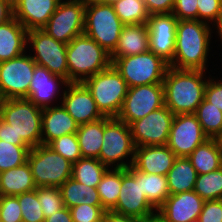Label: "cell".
<instances>
[{"label": "cell", "mask_w": 222, "mask_h": 222, "mask_svg": "<svg viewBox=\"0 0 222 222\" xmlns=\"http://www.w3.org/2000/svg\"><path fill=\"white\" fill-rule=\"evenodd\" d=\"M212 25L199 20H178L175 54L169 67L179 70L208 71Z\"/></svg>", "instance_id": "6da1fadb"}, {"label": "cell", "mask_w": 222, "mask_h": 222, "mask_svg": "<svg viewBox=\"0 0 222 222\" xmlns=\"http://www.w3.org/2000/svg\"><path fill=\"white\" fill-rule=\"evenodd\" d=\"M201 70H179L168 67L164 80V98L174 115L193 114L202 103L210 76Z\"/></svg>", "instance_id": "7a4b0ae2"}, {"label": "cell", "mask_w": 222, "mask_h": 222, "mask_svg": "<svg viewBox=\"0 0 222 222\" xmlns=\"http://www.w3.org/2000/svg\"><path fill=\"white\" fill-rule=\"evenodd\" d=\"M42 111L26 98L0 100V117L11 125L19 146L42 144Z\"/></svg>", "instance_id": "3957f363"}, {"label": "cell", "mask_w": 222, "mask_h": 222, "mask_svg": "<svg viewBox=\"0 0 222 222\" xmlns=\"http://www.w3.org/2000/svg\"><path fill=\"white\" fill-rule=\"evenodd\" d=\"M66 53L69 83H83L112 65L110 54L85 34L72 39Z\"/></svg>", "instance_id": "277c9868"}, {"label": "cell", "mask_w": 222, "mask_h": 222, "mask_svg": "<svg viewBox=\"0 0 222 222\" xmlns=\"http://www.w3.org/2000/svg\"><path fill=\"white\" fill-rule=\"evenodd\" d=\"M135 149L130 126L117 117L105 116L103 144L98 158L102 164L113 169L129 168L133 165Z\"/></svg>", "instance_id": "5b68a950"}, {"label": "cell", "mask_w": 222, "mask_h": 222, "mask_svg": "<svg viewBox=\"0 0 222 222\" xmlns=\"http://www.w3.org/2000/svg\"><path fill=\"white\" fill-rule=\"evenodd\" d=\"M123 26L113 5L86 0L84 34L109 54L116 48Z\"/></svg>", "instance_id": "8992f818"}, {"label": "cell", "mask_w": 222, "mask_h": 222, "mask_svg": "<svg viewBox=\"0 0 222 222\" xmlns=\"http://www.w3.org/2000/svg\"><path fill=\"white\" fill-rule=\"evenodd\" d=\"M83 84L104 116L119 115L129 87L113 65L86 79Z\"/></svg>", "instance_id": "52a82bcc"}, {"label": "cell", "mask_w": 222, "mask_h": 222, "mask_svg": "<svg viewBox=\"0 0 222 222\" xmlns=\"http://www.w3.org/2000/svg\"><path fill=\"white\" fill-rule=\"evenodd\" d=\"M112 65L128 87L163 83L169 64L150 50L127 57H118Z\"/></svg>", "instance_id": "ba28073f"}, {"label": "cell", "mask_w": 222, "mask_h": 222, "mask_svg": "<svg viewBox=\"0 0 222 222\" xmlns=\"http://www.w3.org/2000/svg\"><path fill=\"white\" fill-rule=\"evenodd\" d=\"M27 162L37 187L59 188L72 177V163L54 152L47 145H38L29 150Z\"/></svg>", "instance_id": "9c48e42d"}, {"label": "cell", "mask_w": 222, "mask_h": 222, "mask_svg": "<svg viewBox=\"0 0 222 222\" xmlns=\"http://www.w3.org/2000/svg\"><path fill=\"white\" fill-rule=\"evenodd\" d=\"M27 50H32L30 56L37 65L68 81L66 43L55 40L42 29H34L28 31Z\"/></svg>", "instance_id": "30bf717a"}, {"label": "cell", "mask_w": 222, "mask_h": 222, "mask_svg": "<svg viewBox=\"0 0 222 222\" xmlns=\"http://www.w3.org/2000/svg\"><path fill=\"white\" fill-rule=\"evenodd\" d=\"M85 7L86 0H61L42 30L55 40L68 44L84 34Z\"/></svg>", "instance_id": "8fae6325"}, {"label": "cell", "mask_w": 222, "mask_h": 222, "mask_svg": "<svg viewBox=\"0 0 222 222\" xmlns=\"http://www.w3.org/2000/svg\"><path fill=\"white\" fill-rule=\"evenodd\" d=\"M27 52L0 62V100L28 96L36 63Z\"/></svg>", "instance_id": "7c38bea8"}, {"label": "cell", "mask_w": 222, "mask_h": 222, "mask_svg": "<svg viewBox=\"0 0 222 222\" xmlns=\"http://www.w3.org/2000/svg\"><path fill=\"white\" fill-rule=\"evenodd\" d=\"M165 106L163 83L130 87L117 118L130 125Z\"/></svg>", "instance_id": "4fadbf2b"}, {"label": "cell", "mask_w": 222, "mask_h": 222, "mask_svg": "<svg viewBox=\"0 0 222 222\" xmlns=\"http://www.w3.org/2000/svg\"><path fill=\"white\" fill-rule=\"evenodd\" d=\"M174 114L163 106L129 126L136 147L167 145Z\"/></svg>", "instance_id": "5bb4252c"}, {"label": "cell", "mask_w": 222, "mask_h": 222, "mask_svg": "<svg viewBox=\"0 0 222 222\" xmlns=\"http://www.w3.org/2000/svg\"><path fill=\"white\" fill-rule=\"evenodd\" d=\"M208 139L194 113L174 115L167 146L176 157H188Z\"/></svg>", "instance_id": "9a60e30c"}, {"label": "cell", "mask_w": 222, "mask_h": 222, "mask_svg": "<svg viewBox=\"0 0 222 222\" xmlns=\"http://www.w3.org/2000/svg\"><path fill=\"white\" fill-rule=\"evenodd\" d=\"M111 210L143 221L157 213L142 192L141 181L128 168L122 169L120 194Z\"/></svg>", "instance_id": "2e32d148"}, {"label": "cell", "mask_w": 222, "mask_h": 222, "mask_svg": "<svg viewBox=\"0 0 222 222\" xmlns=\"http://www.w3.org/2000/svg\"><path fill=\"white\" fill-rule=\"evenodd\" d=\"M178 19L172 14L149 15V50L170 64L175 54Z\"/></svg>", "instance_id": "e0dca14e"}, {"label": "cell", "mask_w": 222, "mask_h": 222, "mask_svg": "<svg viewBox=\"0 0 222 222\" xmlns=\"http://www.w3.org/2000/svg\"><path fill=\"white\" fill-rule=\"evenodd\" d=\"M68 84L65 78L54 75L47 68L36 64L26 99L41 109L53 107L58 102L57 99L58 103H61Z\"/></svg>", "instance_id": "ac0fdd59"}, {"label": "cell", "mask_w": 222, "mask_h": 222, "mask_svg": "<svg viewBox=\"0 0 222 222\" xmlns=\"http://www.w3.org/2000/svg\"><path fill=\"white\" fill-rule=\"evenodd\" d=\"M61 104L79 124H86L105 117L98 109L91 92L83 83H69Z\"/></svg>", "instance_id": "d6986e66"}, {"label": "cell", "mask_w": 222, "mask_h": 222, "mask_svg": "<svg viewBox=\"0 0 222 222\" xmlns=\"http://www.w3.org/2000/svg\"><path fill=\"white\" fill-rule=\"evenodd\" d=\"M203 204L194 190L170 194L157 214L167 222H190L199 218Z\"/></svg>", "instance_id": "ffe728a7"}, {"label": "cell", "mask_w": 222, "mask_h": 222, "mask_svg": "<svg viewBox=\"0 0 222 222\" xmlns=\"http://www.w3.org/2000/svg\"><path fill=\"white\" fill-rule=\"evenodd\" d=\"M176 158L167 145L139 146L135 149L133 166L144 173L166 176Z\"/></svg>", "instance_id": "44dd1931"}, {"label": "cell", "mask_w": 222, "mask_h": 222, "mask_svg": "<svg viewBox=\"0 0 222 222\" xmlns=\"http://www.w3.org/2000/svg\"><path fill=\"white\" fill-rule=\"evenodd\" d=\"M61 0H19L13 7V16L27 29H42Z\"/></svg>", "instance_id": "7402d4cb"}, {"label": "cell", "mask_w": 222, "mask_h": 222, "mask_svg": "<svg viewBox=\"0 0 222 222\" xmlns=\"http://www.w3.org/2000/svg\"><path fill=\"white\" fill-rule=\"evenodd\" d=\"M42 145L66 134L76 133L79 124L65 110L62 104H55L42 111Z\"/></svg>", "instance_id": "603a6c76"}, {"label": "cell", "mask_w": 222, "mask_h": 222, "mask_svg": "<svg viewBox=\"0 0 222 222\" xmlns=\"http://www.w3.org/2000/svg\"><path fill=\"white\" fill-rule=\"evenodd\" d=\"M27 29L13 16L0 24V62L27 51Z\"/></svg>", "instance_id": "cb8c5ba5"}, {"label": "cell", "mask_w": 222, "mask_h": 222, "mask_svg": "<svg viewBox=\"0 0 222 222\" xmlns=\"http://www.w3.org/2000/svg\"><path fill=\"white\" fill-rule=\"evenodd\" d=\"M149 51V31L146 24L124 25L116 48L110 54L113 62L118 57L133 56Z\"/></svg>", "instance_id": "d4e9b609"}, {"label": "cell", "mask_w": 222, "mask_h": 222, "mask_svg": "<svg viewBox=\"0 0 222 222\" xmlns=\"http://www.w3.org/2000/svg\"><path fill=\"white\" fill-rule=\"evenodd\" d=\"M37 189L28 162L0 173V196H17Z\"/></svg>", "instance_id": "484cf974"}, {"label": "cell", "mask_w": 222, "mask_h": 222, "mask_svg": "<svg viewBox=\"0 0 222 222\" xmlns=\"http://www.w3.org/2000/svg\"><path fill=\"white\" fill-rule=\"evenodd\" d=\"M140 181L149 204L157 211L170 195L167 177L138 171L133 165L128 168Z\"/></svg>", "instance_id": "4316f807"}, {"label": "cell", "mask_w": 222, "mask_h": 222, "mask_svg": "<svg viewBox=\"0 0 222 222\" xmlns=\"http://www.w3.org/2000/svg\"><path fill=\"white\" fill-rule=\"evenodd\" d=\"M197 172L187 157H177L167 173L170 194L188 192L194 189Z\"/></svg>", "instance_id": "83f0119b"}, {"label": "cell", "mask_w": 222, "mask_h": 222, "mask_svg": "<svg viewBox=\"0 0 222 222\" xmlns=\"http://www.w3.org/2000/svg\"><path fill=\"white\" fill-rule=\"evenodd\" d=\"M198 175L216 171L222 167V150L216 139H208L188 157Z\"/></svg>", "instance_id": "f1b7e54d"}, {"label": "cell", "mask_w": 222, "mask_h": 222, "mask_svg": "<svg viewBox=\"0 0 222 222\" xmlns=\"http://www.w3.org/2000/svg\"><path fill=\"white\" fill-rule=\"evenodd\" d=\"M103 134L104 117L94 122L79 125L76 135L82 158H99Z\"/></svg>", "instance_id": "f546056e"}, {"label": "cell", "mask_w": 222, "mask_h": 222, "mask_svg": "<svg viewBox=\"0 0 222 222\" xmlns=\"http://www.w3.org/2000/svg\"><path fill=\"white\" fill-rule=\"evenodd\" d=\"M59 189L64 206L67 208L80 204L102 205L97 188L81 184L72 177L67 179Z\"/></svg>", "instance_id": "4dcf8cb0"}, {"label": "cell", "mask_w": 222, "mask_h": 222, "mask_svg": "<svg viewBox=\"0 0 222 222\" xmlns=\"http://www.w3.org/2000/svg\"><path fill=\"white\" fill-rule=\"evenodd\" d=\"M109 168L96 158H80L72 164V178L77 182L97 188Z\"/></svg>", "instance_id": "1f68e13d"}, {"label": "cell", "mask_w": 222, "mask_h": 222, "mask_svg": "<svg viewBox=\"0 0 222 222\" xmlns=\"http://www.w3.org/2000/svg\"><path fill=\"white\" fill-rule=\"evenodd\" d=\"M122 185V169L109 168L97 185V192L105 210H111L118 201Z\"/></svg>", "instance_id": "d6a6232c"}, {"label": "cell", "mask_w": 222, "mask_h": 222, "mask_svg": "<svg viewBox=\"0 0 222 222\" xmlns=\"http://www.w3.org/2000/svg\"><path fill=\"white\" fill-rule=\"evenodd\" d=\"M209 139H215L222 131V111L205 98L194 113Z\"/></svg>", "instance_id": "836d02e7"}, {"label": "cell", "mask_w": 222, "mask_h": 222, "mask_svg": "<svg viewBox=\"0 0 222 222\" xmlns=\"http://www.w3.org/2000/svg\"><path fill=\"white\" fill-rule=\"evenodd\" d=\"M113 8L124 25L147 24L149 13L143 0H119Z\"/></svg>", "instance_id": "e575fe53"}, {"label": "cell", "mask_w": 222, "mask_h": 222, "mask_svg": "<svg viewBox=\"0 0 222 222\" xmlns=\"http://www.w3.org/2000/svg\"><path fill=\"white\" fill-rule=\"evenodd\" d=\"M204 201L222 199V167L197 175L193 189Z\"/></svg>", "instance_id": "d590c367"}, {"label": "cell", "mask_w": 222, "mask_h": 222, "mask_svg": "<svg viewBox=\"0 0 222 222\" xmlns=\"http://www.w3.org/2000/svg\"><path fill=\"white\" fill-rule=\"evenodd\" d=\"M30 146H19L0 140V173L27 162Z\"/></svg>", "instance_id": "8d00e7d4"}, {"label": "cell", "mask_w": 222, "mask_h": 222, "mask_svg": "<svg viewBox=\"0 0 222 222\" xmlns=\"http://www.w3.org/2000/svg\"><path fill=\"white\" fill-rule=\"evenodd\" d=\"M22 211L23 222H44L45 218L40 205L37 189L16 196Z\"/></svg>", "instance_id": "74e56055"}, {"label": "cell", "mask_w": 222, "mask_h": 222, "mask_svg": "<svg viewBox=\"0 0 222 222\" xmlns=\"http://www.w3.org/2000/svg\"><path fill=\"white\" fill-rule=\"evenodd\" d=\"M49 146L54 152L66 158L72 164L82 158L76 133L66 134L51 141Z\"/></svg>", "instance_id": "f35d334b"}, {"label": "cell", "mask_w": 222, "mask_h": 222, "mask_svg": "<svg viewBox=\"0 0 222 222\" xmlns=\"http://www.w3.org/2000/svg\"><path fill=\"white\" fill-rule=\"evenodd\" d=\"M37 195L42 207L44 218H48L65 207L60 189L57 187H37Z\"/></svg>", "instance_id": "ab89813d"}, {"label": "cell", "mask_w": 222, "mask_h": 222, "mask_svg": "<svg viewBox=\"0 0 222 222\" xmlns=\"http://www.w3.org/2000/svg\"><path fill=\"white\" fill-rule=\"evenodd\" d=\"M73 222H102L104 212L102 205L80 204L69 208Z\"/></svg>", "instance_id": "60d3db41"}, {"label": "cell", "mask_w": 222, "mask_h": 222, "mask_svg": "<svg viewBox=\"0 0 222 222\" xmlns=\"http://www.w3.org/2000/svg\"><path fill=\"white\" fill-rule=\"evenodd\" d=\"M0 222H23L16 196H0Z\"/></svg>", "instance_id": "b9f144b4"}, {"label": "cell", "mask_w": 222, "mask_h": 222, "mask_svg": "<svg viewBox=\"0 0 222 222\" xmlns=\"http://www.w3.org/2000/svg\"><path fill=\"white\" fill-rule=\"evenodd\" d=\"M197 8V20L213 25L222 8V0H197Z\"/></svg>", "instance_id": "7bdbcfd3"}, {"label": "cell", "mask_w": 222, "mask_h": 222, "mask_svg": "<svg viewBox=\"0 0 222 222\" xmlns=\"http://www.w3.org/2000/svg\"><path fill=\"white\" fill-rule=\"evenodd\" d=\"M197 0H175L172 14L178 20H197Z\"/></svg>", "instance_id": "ee69618b"}, {"label": "cell", "mask_w": 222, "mask_h": 222, "mask_svg": "<svg viewBox=\"0 0 222 222\" xmlns=\"http://www.w3.org/2000/svg\"><path fill=\"white\" fill-rule=\"evenodd\" d=\"M199 220L201 222H222V199L205 200Z\"/></svg>", "instance_id": "f6af8a7d"}, {"label": "cell", "mask_w": 222, "mask_h": 222, "mask_svg": "<svg viewBox=\"0 0 222 222\" xmlns=\"http://www.w3.org/2000/svg\"><path fill=\"white\" fill-rule=\"evenodd\" d=\"M204 98L222 111V78L219 80L210 75Z\"/></svg>", "instance_id": "bcb514c9"}, {"label": "cell", "mask_w": 222, "mask_h": 222, "mask_svg": "<svg viewBox=\"0 0 222 222\" xmlns=\"http://www.w3.org/2000/svg\"><path fill=\"white\" fill-rule=\"evenodd\" d=\"M149 15L168 14L174 9L175 0H143Z\"/></svg>", "instance_id": "7dc6e473"}, {"label": "cell", "mask_w": 222, "mask_h": 222, "mask_svg": "<svg viewBox=\"0 0 222 222\" xmlns=\"http://www.w3.org/2000/svg\"><path fill=\"white\" fill-rule=\"evenodd\" d=\"M102 222H144L141 219L116 213L112 210L104 212Z\"/></svg>", "instance_id": "c3c4849f"}, {"label": "cell", "mask_w": 222, "mask_h": 222, "mask_svg": "<svg viewBox=\"0 0 222 222\" xmlns=\"http://www.w3.org/2000/svg\"><path fill=\"white\" fill-rule=\"evenodd\" d=\"M0 140L16 145L15 132L11 125L0 117Z\"/></svg>", "instance_id": "681fc988"}, {"label": "cell", "mask_w": 222, "mask_h": 222, "mask_svg": "<svg viewBox=\"0 0 222 222\" xmlns=\"http://www.w3.org/2000/svg\"><path fill=\"white\" fill-rule=\"evenodd\" d=\"M44 222H73V219L69 208L64 207L48 218H45Z\"/></svg>", "instance_id": "f907efd6"}, {"label": "cell", "mask_w": 222, "mask_h": 222, "mask_svg": "<svg viewBox=\"0 0 222 222\" xmlns=\"http://www.w3.org/2000/svg\"><path fill=\"white\" fill-rule=\"evenodd\" d=\"M13 17V7L0 0V24L10 20Z\"/></svg>", "instance_id": "816d5d0a"}, {"label": "cell", "mask_w": 222, "mask_h": 222, "mask_svg": "<svg viewBox=\"0 0 222 222\" xmlns=\"http://www.w3.org/2000/svg\"><path fill=\"white\" fill-rule=\"evenodd\" d=\"M212 28H213V33L215 30H217L216 34H218V35H216V36H219L217 38L220 39L219 41H221V43H220V45H221L222 44V8L219 12L217 20L213 23Z\"/></svg>", "instance_id": "f5cc1de1"}, {"label": "cell", "mask_w": 222, "mask_h": 222, "mask_svg": "<svg viewBox=\"0 0 222 222\" xmlns=\"http://www.w3.org/2000/svg\"><path fill=\"white\" fill-rule=\"evenodd\" d=\"M144 222H167L160 215L155 213L154 215L148 217Z\"/></svg>", "instance_id": "db71d44e"}, {"label": "cell", "mask_w": 222, "mask_h": 222, "mask_svg": "<svg viewBox=\"0 0 222 222\" xmlns=\"http://www.w3.org/2000/svg\"><path fill=\"white\" fill-rule=\"evenodd\" d=\"M95 1L103 3V4L113 5L115 2H117L119 0H95Z\"/></svg>", "instance_id": "11a10c76"}, {"label": "cell", "mask_w": 222, "mask_h": 222, "mask_svg": "<svg viewBox=\"0 0 222 222\" xmlns=\"http://www.w3.org/2000/svg\"><path fill=\"white\" fill-rule=\"evenodd\" d=\"M215 139H216L220 149L222 150V131Z\"/></svg>", "instance_id": "9f6ffc18"}, {"label": "cell", "mask_w": 222, "mask_h": 222, "mask_svg": "<svg viewBox=\"0 0 222 222\" xmlns=\"http://www.w3.org/2000/svg\"><path fill=\"white\" fill-rule=\"evenodd\" d=\"M3 1L8 3L11 7H14L19 0H3Z\"/></svg>", "instance_id": "6f0895ef"}, {"label": "cell", "mask_w": 222, "mask_h": 222, "mask_svg": "<svg viewBox=\"0 0 222 222\" xmlns=\"http://www.w3.org/2000/svg\"><path fill=\"white\" fill-rule=\"evenodd\" d=\"M190 222H201V221H200L199 218H198V219H195V220L190 221Z\"/></svg>", "instance_id": "680465c9"}]
</instances>
